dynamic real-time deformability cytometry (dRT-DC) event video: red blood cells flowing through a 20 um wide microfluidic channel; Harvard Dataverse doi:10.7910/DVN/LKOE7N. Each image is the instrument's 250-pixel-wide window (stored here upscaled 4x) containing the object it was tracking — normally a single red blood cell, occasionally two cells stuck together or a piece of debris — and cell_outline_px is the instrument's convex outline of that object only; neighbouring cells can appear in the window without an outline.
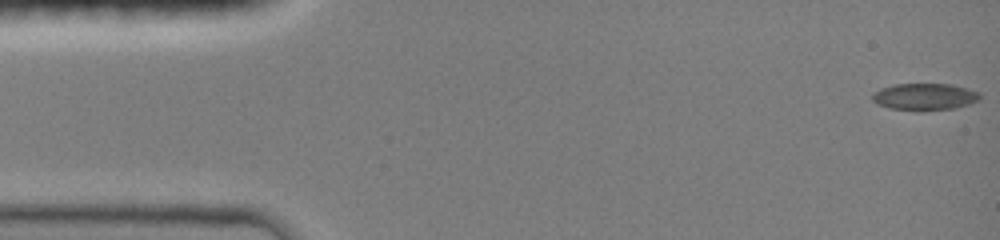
{"species": "common noctule bat (a hibernating species)", "species_latin": "Nyctalus noctula", "temperature_condition": "room temperature", "stored_images_in_passage": 47, "camera_frame_rate_fps": 3000, "um_per_image_px": 0.085, "animal": {"sex": "female", "body_mass_g": 19.0, "forearm_length_mm": 51.5}, "frame": {"image": 1, "passage_image": 1, "time_ms": 0.0, "image_size_px": [1000, 240], "cell_outline_px": [[980, 100], [956, 108], [892, 108], [876, 104], [872, 100], [872, 92], [880, 88], [892, 84], [952, 84], [980, 92]], "centroid_in_image_um": [78.59, 8.17], "position_along_channel_um": 6.4, "area_um2": 16.3}}
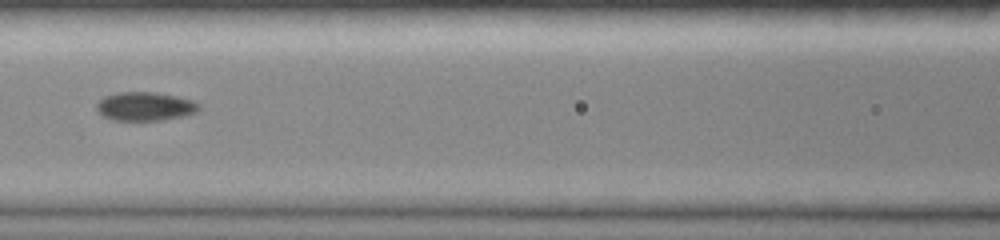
{"frame": {"image": 2, "passage_image": 21, "time_ms": 6.667, "image_size_px": [1000, 240], "cell_outline_px": [[200, 108], [196, 112], [184, 116], [164, 120], [112, 120], [104, 116], [96, 108], [96, 104], [104, 96], [116, 92], [156, 92], [176, 96], [192, 100], [200, 104]], "centroid_in_image_um": [12.34, 9.04], "position_along_channel_um": 154.3, "area_um2": 17.17}}
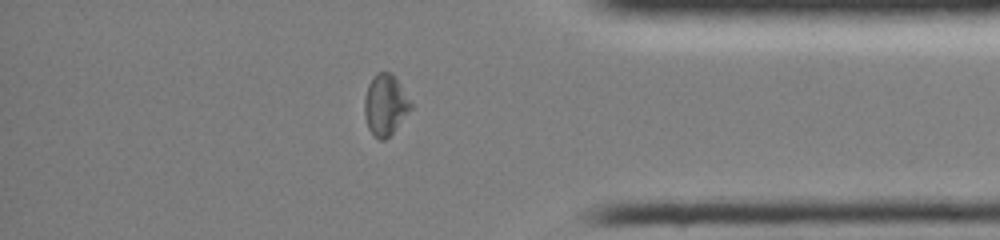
{"frame": {"image": 3, "passage_image": 40, "time_ms": 13.0, "image_size_px": [1000, 240], "cell_outline_px": [[412, 108], [392, 132], [384, 140], [380, 140], [372, 136], [368, 128], [364, 116], [364, 96], [368, 84], [372, 76], [376, 72], [392, 72], [412, 104]], "centroid_in_image_um": [32.71, 8.9], "position_along_channel_um": 402.5, "area_um2": 16.47}, "authors_computed_cell_mechanics": {"area_um2": 16.8776, "velocity_mm_per_s": 4.0681, "shape_relaxation_time_tau1_ms": null, "shape_relaxation_time_tau2_ms": 1.8139, "deformation_change_tau1": null, "deformation_change_tau2": 0.0576}}